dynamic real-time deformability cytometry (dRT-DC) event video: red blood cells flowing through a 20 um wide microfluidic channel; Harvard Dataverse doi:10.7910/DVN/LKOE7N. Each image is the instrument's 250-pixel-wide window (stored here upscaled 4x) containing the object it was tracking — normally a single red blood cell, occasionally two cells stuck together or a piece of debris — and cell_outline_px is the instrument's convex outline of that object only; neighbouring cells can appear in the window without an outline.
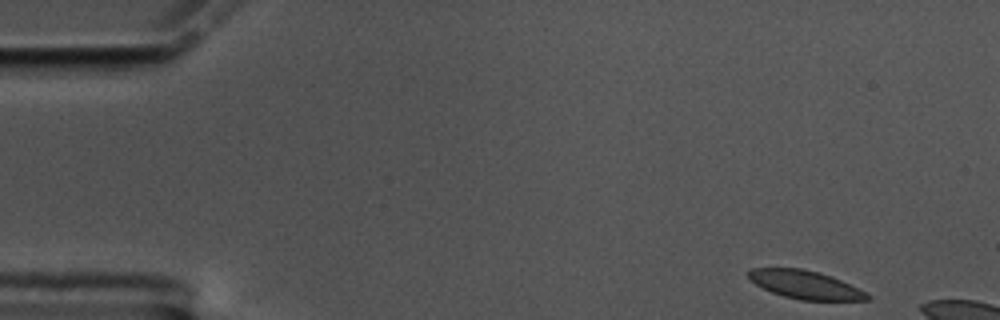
{"species": "common noctule bat (a hibernating species)", "species_latin": "Nyctalus noctula", "temperature_condition": "cold", "stored_images_in_passage": 8, "camera_frame_rate_fps": 3000, "um_per_image_px": 0.085, "animal": {"sex": "male", "body_mass_g": 17.5, "forearm_length_mm": 52.3}, "frame": {"image": 1, "passage_image": 1, "time_ms": 0.0, "image_size_px": [1000, 320], "cell_outline_px": [[872, 300], [800, 300], [784, 296], [772, 292], [756, 284], [744, 272], [752, 268], [804, 268], [820, 272], [832, 276], [872, 296]], "centroid_in_image_um": [68.43, 24.19], "position_along_channel_um": 16.6, "area_um2": 19.48}}